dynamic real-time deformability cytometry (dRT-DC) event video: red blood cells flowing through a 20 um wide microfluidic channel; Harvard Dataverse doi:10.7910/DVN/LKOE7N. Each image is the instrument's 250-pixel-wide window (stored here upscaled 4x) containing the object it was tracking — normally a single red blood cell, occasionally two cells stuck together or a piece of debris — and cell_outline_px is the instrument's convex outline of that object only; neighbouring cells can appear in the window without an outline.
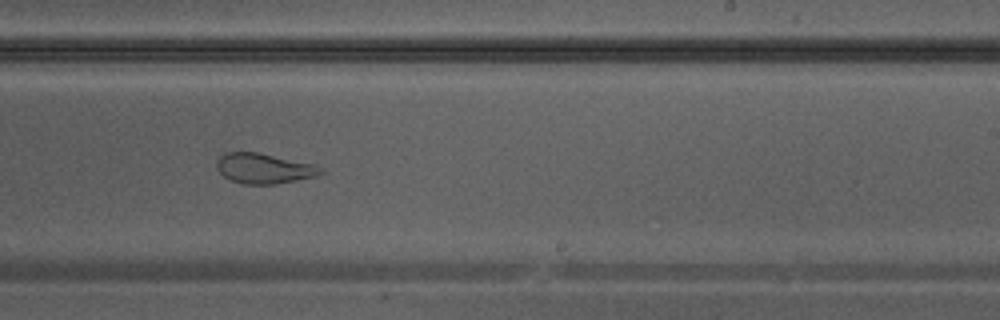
{"species": "Egyptian fruit bat (a non-hibernating species)", "species_latin": "Rousettus aegyptiacus", "temperature_condition": "warm", "stored_images_in_passage": 29, "camera_frame_rate_fps": 3000, "um_per_image_px": 0.085, "animal": {"sex": "male"}, "frame": {"image": 1, "passage_image": 17, "time_ms": 5.333, "image_size_px": [1000, 320], "cell_outline_px": [[324, 172], [316, 176], [276, 184], [244, 184], [232, 180], [224, 176], [216, 168], [216, 160], [224, 152], [256, 152], [312, 164], [324, 168]], "centroid_in_image_um": [22.41, 14.32], "position_along_channel_um": 266.6, "area_um2": 18.15}}